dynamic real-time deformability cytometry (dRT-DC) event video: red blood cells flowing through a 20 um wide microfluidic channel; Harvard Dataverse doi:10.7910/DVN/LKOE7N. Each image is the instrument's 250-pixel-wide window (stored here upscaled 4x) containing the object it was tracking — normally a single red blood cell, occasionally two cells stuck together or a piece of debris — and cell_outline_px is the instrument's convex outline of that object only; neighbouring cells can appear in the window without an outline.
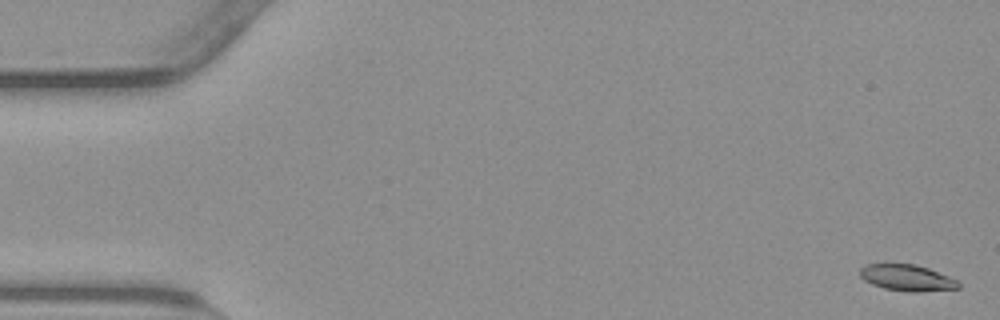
{"species": "common noctule bat (a hibernating species)", "species_latin": "Nyctalus noctula", "temperature_condition": "warm", "stored_images_in_passage": 56, "camera_frame_rate_fps": 3000, "um_per_image_px": 0.085, "animal": {"sex": "male", "body_mass_g": 23.1, "forearm_length_mm": 52.7}, "frame": {"image": 1, "passage_image": 2, "time_ms": 0.333, "image_size_px": [1000, 320], "cell_outline_px": [[960, 288], [920, 292], [908, 292], [884, 288], [872, 284], [864, 280], [860, 276], [860, 268], [864, 264], [884, 260], [916, 264], [928, 268], [948, 276], [956, 280], [960, 284]], "centroid_in_image_um": [77.01, 23.55], "position_along_channel_um": 8.0, "area_um2": 15.84}}
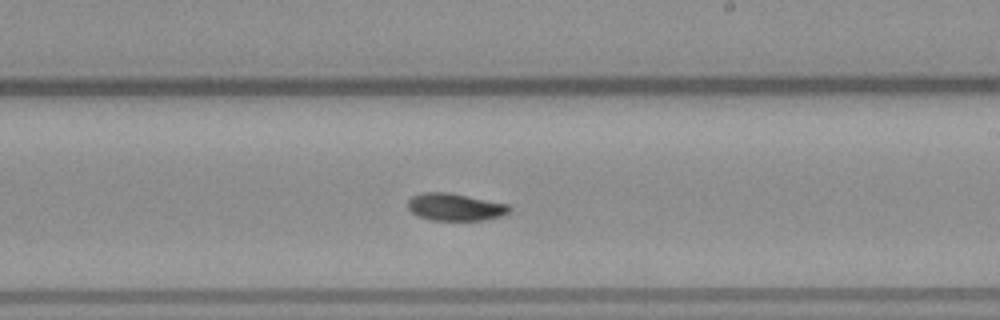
{"frame": {"image": 2, "passage_image": 33, "time_ms": 10.667, "image_size_px": [1000, 320], "cell_outline_px": [[512, 208], [508, 212], [500, 216], [484, 220], [428, 220], [416, 216], [408, 208], [408, 200], [412, 196], [420, 192], [448, 192], [508, 204]], "centroid_in_image_um": [38.64, 17.59], "position_along_channel_um": 250.4, "area_um2": 16.24}}
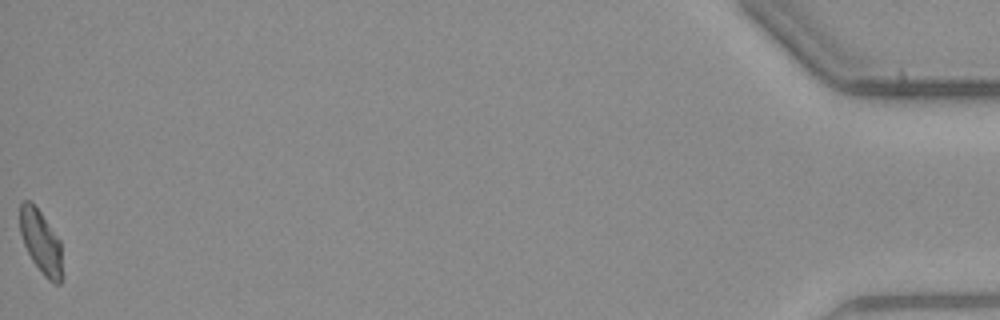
{"frame": {"image": 3, "passage_image": 56, "time_ms": 18.333, "image_size_px": [1000, 320], "cell_outline_px": [[64, 276], [60, 284], [56, 284], [48, 280], [44, 276], [32, 260], [24, 244], [20, 232], [20, 204], [24, 200], [28, 200], [40, 212], [60, 240]], "centroid_in_image_um": [3.51, 20.63], "position_along_channel_um": 431.7, "area_um2": 15.72}, "authors_computed_cell_mechanics": {"area_um2": 15.9528, "velocity_mm_per_s": 3.7804, "shape_relaxation_time_tau1_ms": 7.9552, "shape_relaxation_time_tau2_ms": null, "deformation_change_tau1": 0.2064, "deformation_change_tau2": null}}